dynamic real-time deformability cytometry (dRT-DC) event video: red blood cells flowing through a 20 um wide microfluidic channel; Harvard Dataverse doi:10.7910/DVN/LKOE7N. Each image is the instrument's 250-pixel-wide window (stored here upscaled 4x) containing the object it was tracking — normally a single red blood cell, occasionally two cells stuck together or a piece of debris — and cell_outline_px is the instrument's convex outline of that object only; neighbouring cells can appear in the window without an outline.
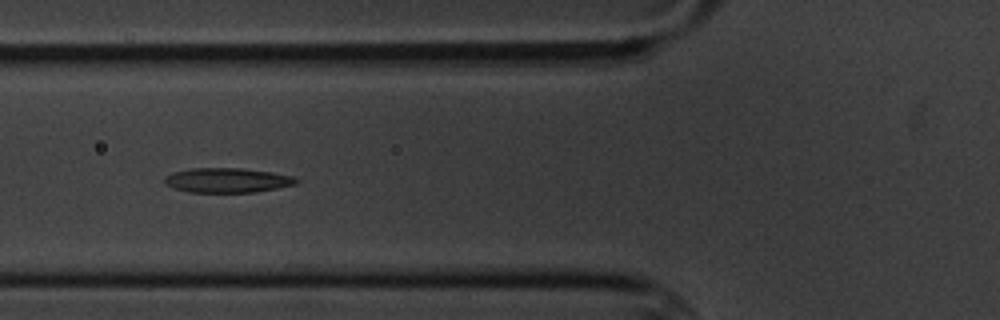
{"species": "common noctule bat (a hibernating species)", "species_latin": "Nyctalus noctula", "temperature_condition": "cold", "stored_images_in_passage": 10, "camera_frame_rate_fps": 3000, "um_per_image_px": 0.085, "animal": {"sex": "male", "body_mass_g": 20.1, "forearm_length_mm": 53.5}, "frame": {"image": 1, "passage_image": 5, "time_ms": 4.667, "image_size_px": [1000, 320], "cell_outline_px": [[300, 180], [296, 184], [256, 192], [188, 192], [164, 184], [164, 176], [172, 172], [192, 168], [244, 168], [272, 172], [292, 176]], "centroid_in_image_um": [19.31, 15.31], "position_along_channel_um": 106.5, "area_um2": 18.96}}
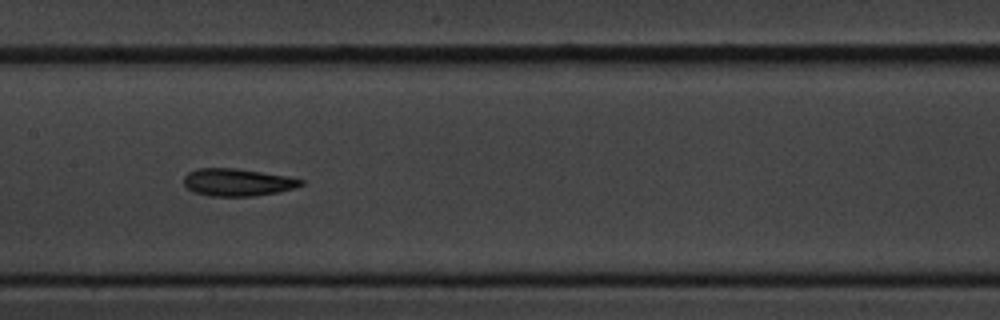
{"frame": {"image": 2, "passage_image": 7, "time_ms": 7.0, "image_size_px": [1000, 320], "cell_outline_px": [[304, 184], [296, 188], [280, 192], [252, 196], [212, 196], [192, 192], [184, 184], [184, 176], [188, 172], [200, 168], [236, 168], [288, 176], [304, 180]], "centroid_in_image_um": [20.21, 15.49], "position_along_channel_um": 187.2, "area_um2": 18.84}}
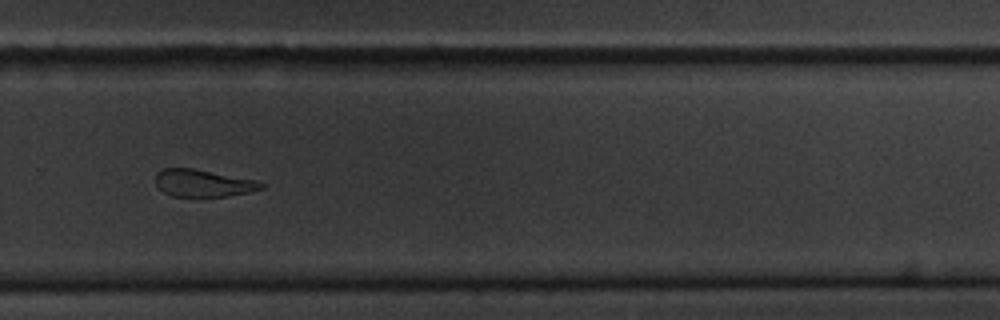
{"frame": {"image": 3, "passage_image": 10, "time_ms": 10.667, "image_size_px": [1000, 320], "cell_outline_px": [[268, 184], [264, 188], [248, 192], [228, 196], [172, 196], [164, 192], [156, 184], [156, 172], [164, 168], [192, 168], [256, 180]], "centroid_in_image_um": [17.29, 15.56], "position_along_channel_um": 312.5, "area_um2": 16.7}}